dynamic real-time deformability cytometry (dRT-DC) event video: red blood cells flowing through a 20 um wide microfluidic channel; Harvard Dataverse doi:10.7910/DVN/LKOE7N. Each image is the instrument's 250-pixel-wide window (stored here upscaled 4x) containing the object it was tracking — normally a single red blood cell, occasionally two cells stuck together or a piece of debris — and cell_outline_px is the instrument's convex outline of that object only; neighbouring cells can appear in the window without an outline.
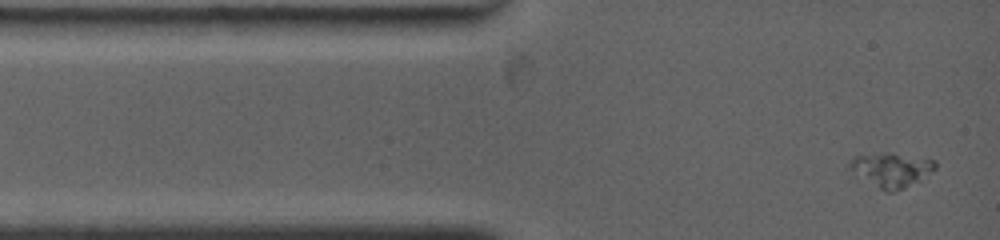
{"species": "common noctule bat (a hibernating species)", "species_latin": "Nyctalus noctula", "temperature_condition": "warm", "stored_images_in_passage": 77, "camera_frame_rate_fps": 4500, "um_per_image_px": 0.085, "animal": {"sex": "female", "body_mass_g": 19.0, "forearm_length_mm": 53.3}, "frame": {"image": 1, "passage_image": 1, "time_ms": 0.0, "image_size_px": [1000, 240], "cell_outline_px": [[936, 168], [904, 188], [896, 192], [884, 192], [848, 168], [848, 164], [852, 156], [888, 152], [892, 152], [936, 160]], "centroid_in_image_um": [75.73, 14.41], "position_along_channel_um": 9.3, "area_um2": 16.94}}
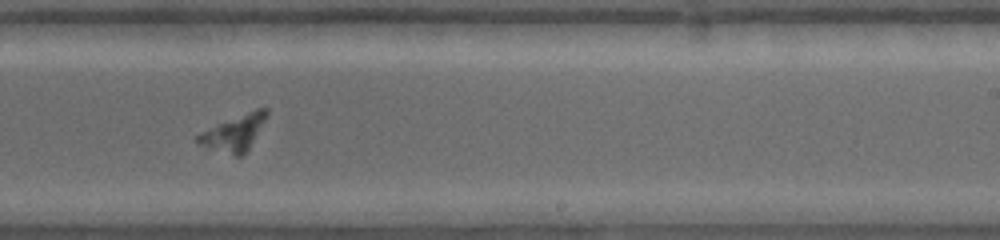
{"frame": {"image": 2, "passage_image": 27, "time_ms": 8.0, "image_size_px": [1000, 240], "cell_outline_px": [[268, 116], [248, 148], [240, 156], [236, 156], [196, 144], [196, 136], [200, 132], [256, 108], [268, 108]], "centroid_in_image_um": [19.89, 11.29], "position_along_channel_um": 269.1, "area_um2": 13.93}}
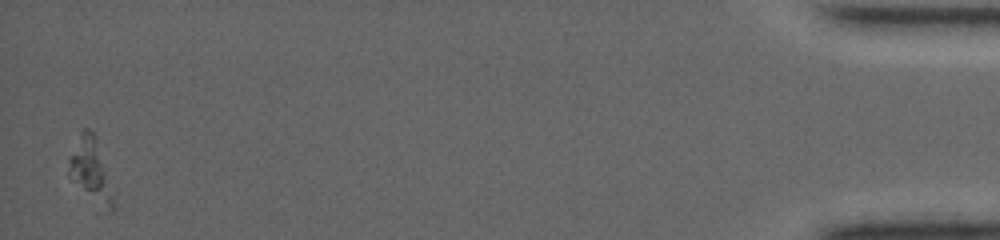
{"frame": {"image": 3, "passage_image": 75, "time_ms": 16.0, "image_size_px": [1000, 240], "cell_outline_px": [[116, 208], [112, 212], [84, 188], [68, 172], [68, 156], [80, 132], [84, 128], [88, 128], [96, 136], [116, 204]], "centroid_in_image_um": [7.73, 14.32], "position_along_channel_um": 427.5, "area_um2": 15.2}}